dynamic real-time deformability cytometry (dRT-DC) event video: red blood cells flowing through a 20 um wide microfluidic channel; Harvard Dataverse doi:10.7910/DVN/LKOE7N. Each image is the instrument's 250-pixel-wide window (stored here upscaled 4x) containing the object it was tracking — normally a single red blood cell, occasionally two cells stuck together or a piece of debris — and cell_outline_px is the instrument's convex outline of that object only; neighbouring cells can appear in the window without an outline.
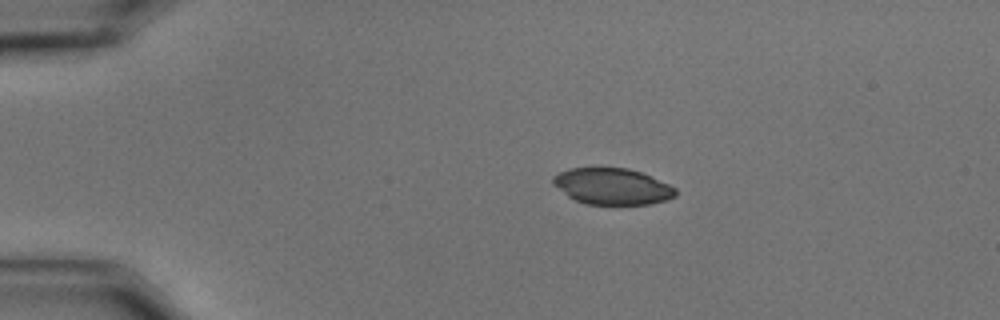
{"species": "common noctule bat (a hibernating species)", "species_latin": "Nyctalus noctula", "temperature_condition": "cold", "stored_images_in_passage": 47, "camera_frame_rate_fps": 3000, "um_per_image_px": 0.085, "animal": {"sex": "male", "body_mass_g": 15.6}, "frame": {"image": 1, "passage_image": 1, "time_ms": 0.0, "image_size_px": [1000, 320], "cell_outline_px": [[676, 196], [664, 200], [648, 204], [588, 204], [576, 200], [568, 196], [552, 184], [552, 176], [568, 168], [628, 168], [640, 172], [668, 184], [676, 188]], "centroid_in_image_um": [52.01, 15.84], "position_along_channel_um": 33.0, "area_um2": 25.66}}
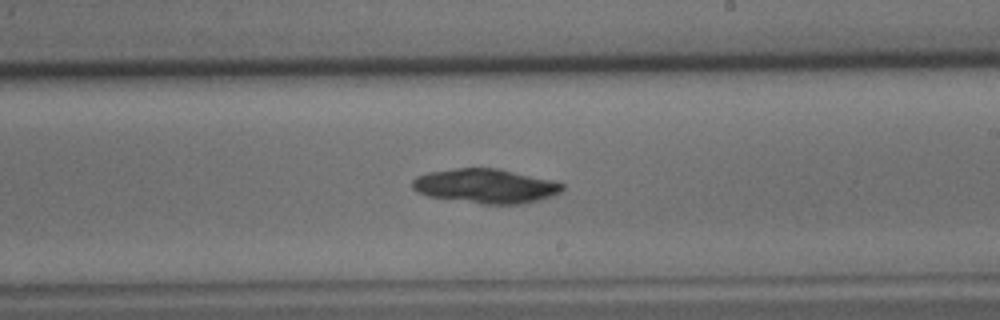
{"frame": {"image": 2, "passage_image": 24, "time_ms": 7.667, "image_size_px": [1000, 320], "cell_outline_px": [[564, 188], [560, 192], [552, 196], [540, 200], [520, 204], [484, 204], [428, 196], [416, 192], [412, 188], [412, 180], [416, 176], [428, 172], [456, 168], [500, 168], [552, 180], [564, 184]], "centroid_in_image_um": [41.28, 15.8], "position_along_channel_um": 247.7, "area_um2": 30.17}}
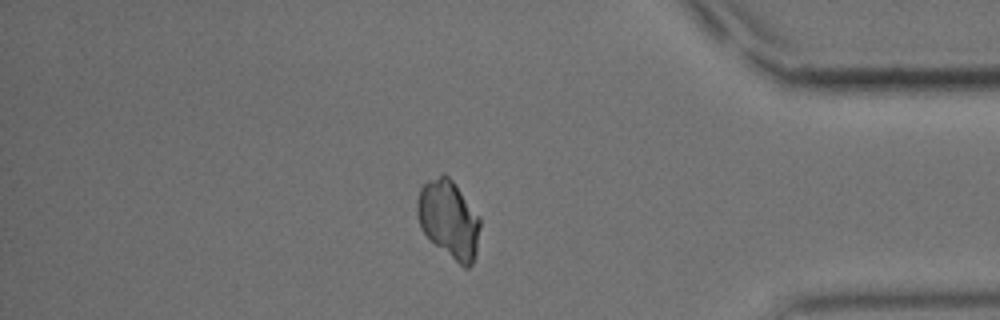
{"frame": {"image": 3, "passage_image": 39, "time_ms": 12.667, "image_size_px": [1000, 320], "cell_outline_px": [[480, 228], [476, 252], [472, 264], [468, 268], [464, 268], [436, 244], [420, 228], [416, 216], [416, 200], [420, 188], [428, 180], [444, 172], [452, 180], [480, 216]], "centroid_in_image_um": [38.14, 18.6], "position_along_channel_um": 397.1, "area_um2": 28.5}, "authors_computed_cell_mechanics": {"area_um2": 29.5358, "velocity_mm_per_s": 3.4865, "shape_relaxation_time_tau1_ms": 7.9941, "shape_relaxation_time_tau2_ms": null, "deformation_change_tau1": 0.0912, "deformation_change_tau2": null}}